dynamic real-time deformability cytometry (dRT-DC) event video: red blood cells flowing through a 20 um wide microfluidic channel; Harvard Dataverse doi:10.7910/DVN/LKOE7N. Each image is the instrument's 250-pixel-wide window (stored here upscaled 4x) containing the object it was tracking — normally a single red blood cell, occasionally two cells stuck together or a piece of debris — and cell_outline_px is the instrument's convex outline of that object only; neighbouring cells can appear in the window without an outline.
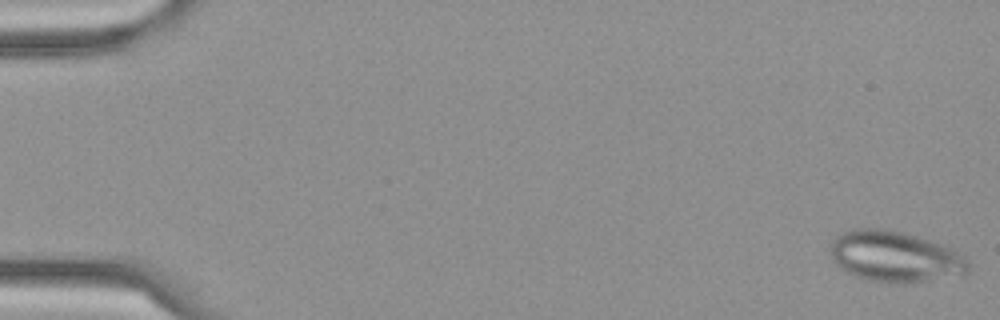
{"species": "Egyptian fruit bat (a non-hibernating species)", "species_latin": "Rousettus aegyptiacus", "temperature_condition": "cold", "stored_images_in_passage": 58, "camera_frame_rate_fps": 3000, "um_per_image_px": 0.085, "frame": {"image": 1, "passage_image": 1, "time_ms": 0.0, "image_size_px": [1000, 320], "cell_outline_px": [[972, 264], [968, 272], [964, 276], [904, 284], [892, 284], [872, 280], [856, 276], [840, 268], [832, 260], [832, 240], [836, 236], [852, 228], [880, 228], [904, 232], [952, 248], [964, 256]], "centroid_in_image_um": [76.14, 21.83], "position_along_channel_um": 8.9, "area_um2": 41.44}}
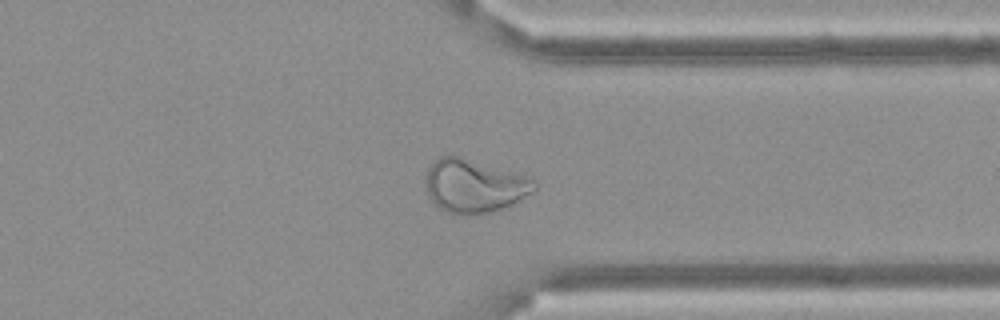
{"frame": {"image": 2, "passage_image": 45, "time_ms": 14.667, "image_size_px": [1000, 320], "cell_outline_px": [[536, 188], [532, 192], [520, 200], [504, 208], [492, 212], [468, 216], [456, 216], [432, 204], [428, 196], [424, 180], [428, 168], [440, 156], [460, 156], [520, 172], [532, 176], [536, 180]], "centroid_in_image_um": [40.33, 15.81], "position_along_channel_um": 371.1, "area_um2": 34.8}}
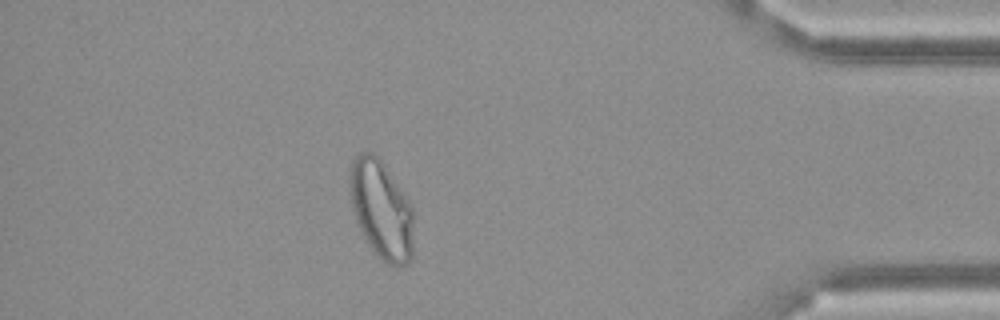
{"frame": {"image": 3, "passage_image": 51, "time_ms": 16.667, "image_size_px": [1000, 320], "cell_outline_px": [[412, 260], [400, 268], [396, 268], [388, 264], [372, 252], [356, 220], [352, 208], [348, 180], [352, 160], [360, 152], [372, 152], [380, 160], [408, 200], [412, 212]], "centroid_in_image_um": [32.39, 17.86], "position_along_channel_um": 402.8, "area_um2": 36.41}}